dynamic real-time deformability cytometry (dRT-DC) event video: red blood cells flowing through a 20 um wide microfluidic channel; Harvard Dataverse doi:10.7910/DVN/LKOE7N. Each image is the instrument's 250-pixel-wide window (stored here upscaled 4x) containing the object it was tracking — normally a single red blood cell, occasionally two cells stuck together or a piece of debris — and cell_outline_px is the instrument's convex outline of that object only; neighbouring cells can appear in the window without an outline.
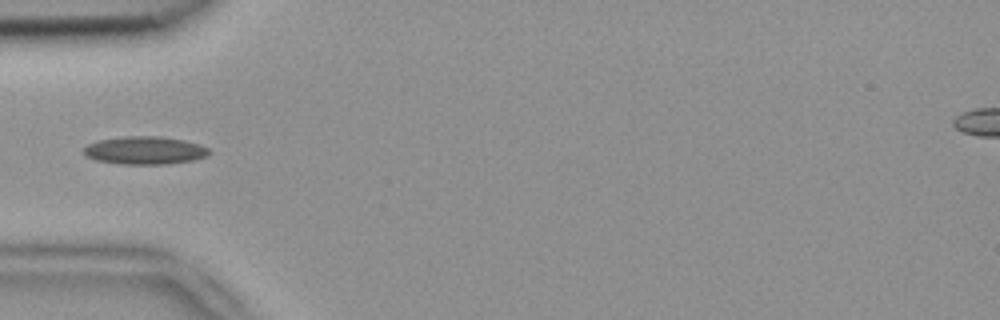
{"species": "common noctule bat (a hibernating species)", "species_latin": "Nyctalus noctula", "temperature_condition": "room temperature", "stored_images_in_passage": 2, "camera_frame_rate_fps": 3000, "um_per_image_px": 0.085, "animal": {"sex": "female", "body_mass_g": 18.4}, "frame": {"image": 1, "passage_image": 1, "time_ms": 0.0, "image_size_px": [1000, 320], "cell_outline_px": [[212, 152], [208, 156], [192, 160], [168, 164], [120, 164], [96, 160], [84, 156], [80, 152], [88, 144], [96, 140], [124, 136], [160, 136], [184, 140], [200, 144], [208, 148]], "centroid_in_image_um": [12.28, 12.78], "position_along_channel_um": 72.7, "area_um2": 20.75}}